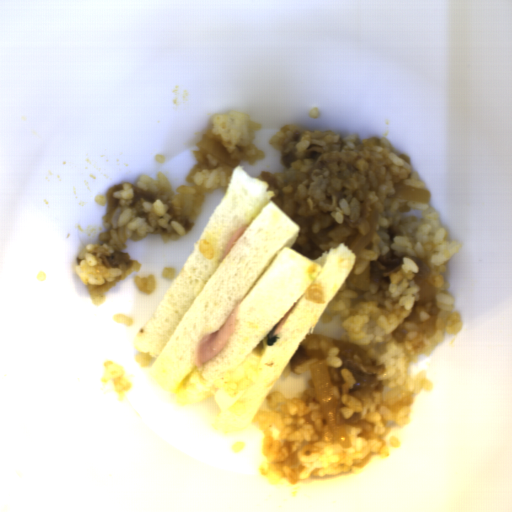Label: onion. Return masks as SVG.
Listing matches in <instances>:
<instances>
[{
  "instance_id": "onion-5",
  "label": "onion",
  "mask_w": 512,
  "mask_h": 512,
  "mask_svg": "<svg viewBox=\"0 0 512 512\" xmlns=\"http://www.w3.org/2000/svg\"><path fill=\"white\" fill-rule=\"evenodd\" d=\"M395 193L393 197L402 200H412L420 203H430L431 194L426 188H421L405 183H394Z\"/></svg>"
},
{
  "instance_id": "onion-2",
  "label": "onion",
  "mask_w": 512,
  "mask_h": 512,
  "mask_svg": "<svg viewBox=\"0 0 512 512\" xmlns=\"http://www.w3.org/2000/svg\"><path fill=\"white\" fill-rule=\"evenodd\" d=\"M252 422L261 426L264 437L274 442L282 440L285 426L279 413L269 410L257 412Z\"/></svg>"
},
{
  "instance_id": "onion-6",
  "label": "onion",
  "mask_w": 512,
  "mask_h": 512,
  "mask_svg": "<svg viewBox=\"0 0 512 512\" xmlns=\"http://www.w3.org/2000/svg\"><path fill=\"white\" fill-rule=\"evenodd\" d=\"M298 156L295 154L294 151H289L286 154H282V163L286 169H291L294 162L298 160Z\"/></svg>"
},
{
  "instance_id": "onion-4",
  "label": "onion",
  "mask_w": 512,
  "mask_h": 512,
  "mask_svg": "<svg viewBox=\"0 0 512 512\" xmlns=\"http://www.w3.org/2000/svg\"><path fill=\"white\" fill-rule=\"evenodd\" d=\"M369 231L366 235L357 233L349 245V249L357 256L359 255L374 239V235L379 222V212L376 207L371 208L368 216Z\"/></svg>"
},
{
  "instance_id": "onion-3",
  "label": "onion",
  "mask_w": 512,
  "mask_h": 512,
  "mask_svg": "<svg viewBox=\"0 0 512 512\" xmlns=\"http://www.w3.org/2000/svg\"><path fill=\"white\" fill-rule=\"evenodd\" d=\"M197 147L204 153H207L220 161L221 163L231 167H238L239 160L231 158V153L224 144L216 141L210 134L202 135L201 142L197 143Z\"/></svg>"
},
{
  "instance_id": "onion-1",
  "label": "onion",
  "mask_w": 512,
  "mask_h": 512,
  "mask_svg": "<svg viewBox=\"0 0 512 512\" xmlns=\"http://www.w3.org/2000/svg\"><path fill=\"white\" fill-rule=\"evenodd\" d=\"M315 393L325 420L334 439L344 448L352 446L350 436L343 424L334 387L326 360L310 364Z\"/></svg>"
}]
</instances>
